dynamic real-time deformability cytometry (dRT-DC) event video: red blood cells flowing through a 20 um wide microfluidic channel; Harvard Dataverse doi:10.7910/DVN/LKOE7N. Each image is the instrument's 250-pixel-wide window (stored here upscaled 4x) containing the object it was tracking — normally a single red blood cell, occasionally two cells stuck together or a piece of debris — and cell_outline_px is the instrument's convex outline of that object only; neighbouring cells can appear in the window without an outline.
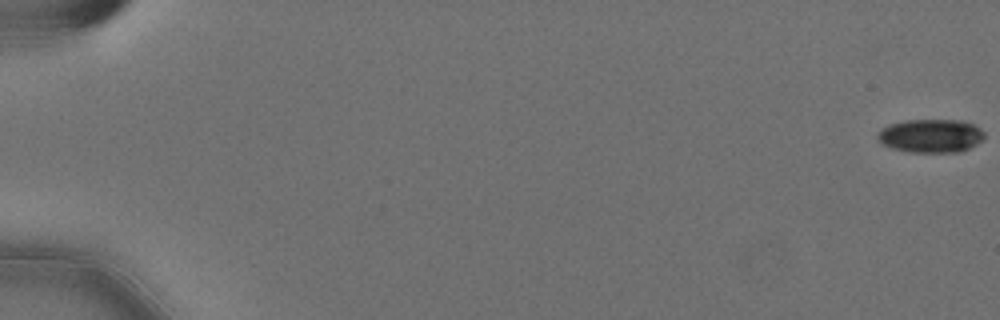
{"species": "Egyptian fruit bat (a non-hibernating species)", "species_latin": "Rousettus aegyptiacus", "temperature_condition": "cold", "stored_images_in_passage": 55, "camera_frame_rate_fps": 3000, "um_per_image_px": 0.085, "animal": {"sex": "female"}, "frame": {"image": 1, "passage_image": 1, "time_ms": 0.0, "image_size_px": [1000, 320], "cell_outline_px": [[984, 140], [960, 152], [908, 152], [892, 148], [884, 144], [876, 136], [876, 132], [892, 124], [904, 120], [960, 120], [972, 124], [980, 128], [984, 132]], "centroid_in_image_um": [79.14, 11.55], "position_along_channel_um": 5.9, "area_um2": 20.75}}
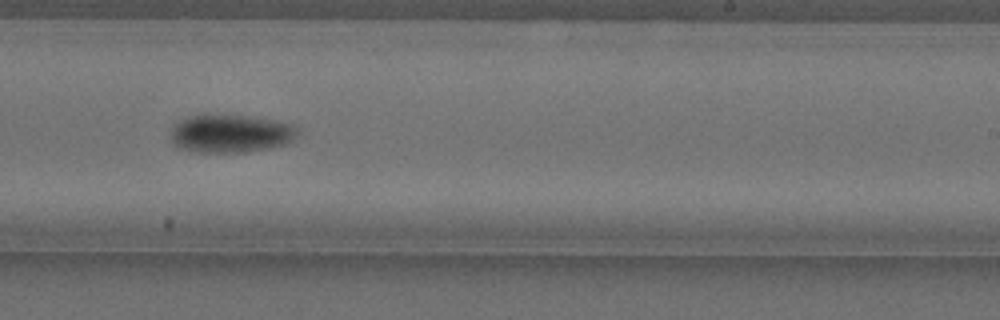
{"frame": {"image": 2, "passage_image": 38, "time_ms": 12.333, "image_size_px": [1000, 320], "cell_outline_px": [[300, 132], [292, 140], [284, 144], [244, 152], [196, 152], [176, 148], [168, 132], [176, 120], [188, 116], [208, 112], [248, 116], [276, 120], [292, 124], [300, 128]], "centroid_in_image_um": [19.51, 11.31], "position_along_channel_um": 269.5, "area_um2": 29.13}}
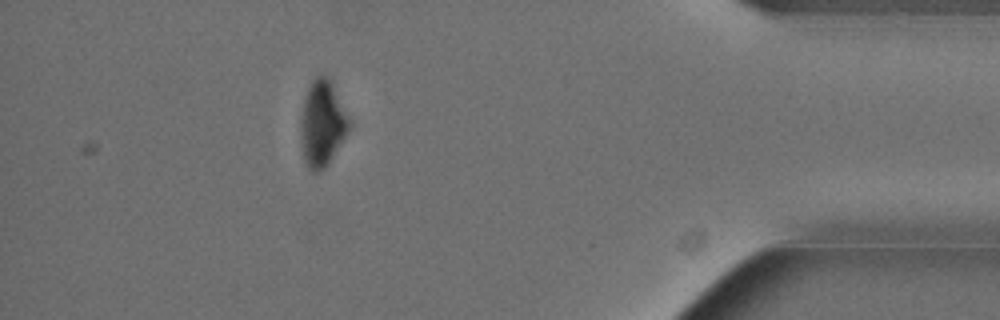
{"frame": {"image": 3, "passage_image": 53, "time_ms": 17.333, "image_size_px": [1000, 320], "cell_outline_px": [[352, 124], [348, 132], [328, 164], [320, 172], [312, 172], [308, 168], [304, 160], [300, 140], [300, 120], [304, 100], [308, 88], [312, 80], [316, 76], [328, 76], [332, 80], [352, 120]], "centroid_in_image_um": [27.42, 10.48], "position_along_channel_um": 407.8, "area_um2": 24.85}}